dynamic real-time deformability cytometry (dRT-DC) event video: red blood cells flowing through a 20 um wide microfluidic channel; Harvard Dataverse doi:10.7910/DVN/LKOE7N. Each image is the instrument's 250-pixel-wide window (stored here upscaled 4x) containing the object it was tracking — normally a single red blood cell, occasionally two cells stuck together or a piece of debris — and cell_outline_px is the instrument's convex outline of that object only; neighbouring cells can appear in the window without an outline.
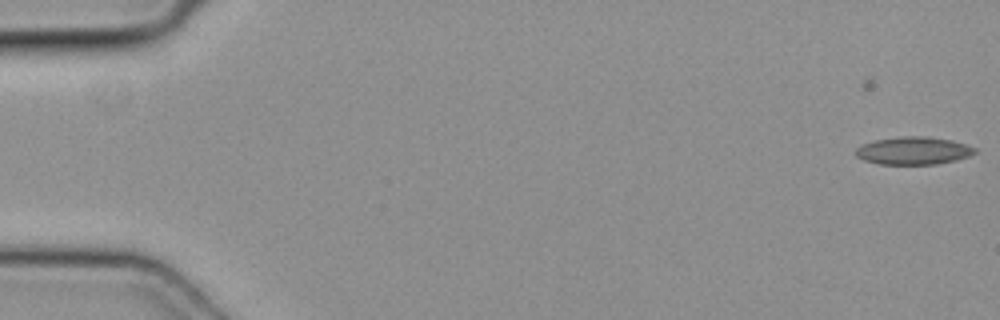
{"species": "common noctule bat (a hibernating species)", "species_latin": "Nyctalus noctula", "temperature_condition": "cold", "stored_images_in_passage": 5, "camera_frame_rate_fps": 3000, "um_per_image_px": 0.085, "animal": {"sex": "female", "body_mass_g": 19.3, "forearm_length_mm": 54.1}, "frame": {"image": 1, "passage_image": 5, "time_ms": 1.333, "image_size_px": [1000, 320], "cell_outline_px": [[976, 152], [968, 156], [956, 160], [936, 164], [880, 164], [864, 160], [856, 156], [856, 148], [860, 144], [876, 140], [904, 136], [924, 136], [952, 140], [968, 144], [976, 148]], "centroid_in_image_um": [77.65, 12.8], "position_along_channel_um": 7.3, "area_um2": 19.25}}